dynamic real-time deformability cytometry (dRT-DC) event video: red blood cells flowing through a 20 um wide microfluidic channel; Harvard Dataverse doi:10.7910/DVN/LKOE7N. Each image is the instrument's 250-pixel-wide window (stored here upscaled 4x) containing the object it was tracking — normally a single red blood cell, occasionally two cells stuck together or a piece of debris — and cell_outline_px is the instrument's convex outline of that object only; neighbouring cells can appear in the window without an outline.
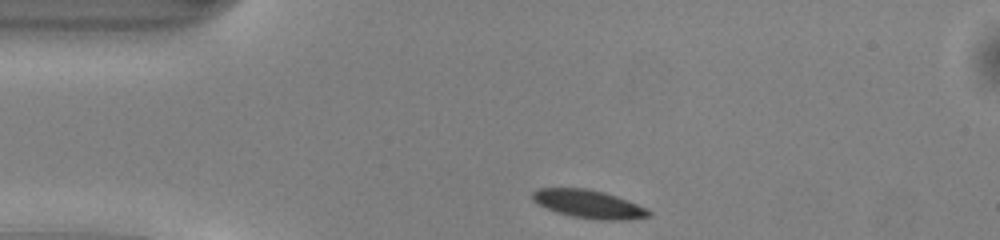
{"species": "common noctule bat (a hibernating species)", "species_latin": "Nyctalus noctula", "temperature_condition": "warm", "stored_images_in_passage": 40, "camera_frame_rate_fps": 3000, "um_per_image_px": 0.085, "animal": {"sex": "male", "body_mass_g": 13.0, "forearm_length_mm": 53.1}, "frame": {"image": 1, "passage_image": 1, "time_ms": 0.0, "image_size_px": [1000, 240], "cell_outline_px": [[652, 216], [628, 220], [600, 220], [572, 216], [556, 212], [544, 208], [532, 200], [532, 192], [536, 188], [588, 188], [604, 192], [616, 196], [648, 208], [652, 212]], "centroid_in_image_um": [50.04, 17.35], "position_along_channel_um": 35.0, "area_um2": 19.36}}
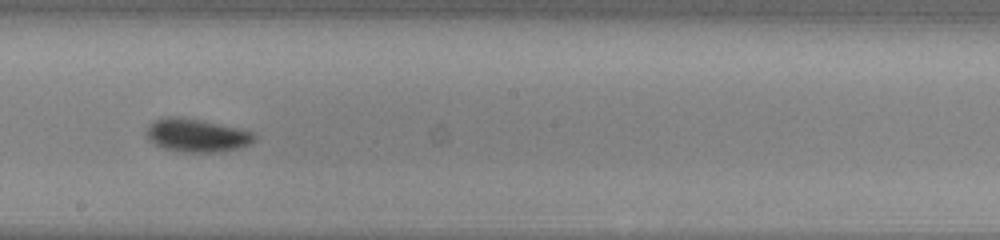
{"frame": {"image": 2, "passage_image": 18, "time_ms": 5.667, "image_size_px": [1000, 240], "cell_outline_px": [[256, 140], [240, 148], [224, 152], [180, 152], [164, 148], [148, 140], [144, 136], [144, 132], [148, 124], [156, 120], [168, 116], [176, 116], [200, 120], [240, 128], [256, 132]], "centroid_in_image_um": [16.72, 11.51], "position_along_channel_um": 231.5, "area_um2": 21.27}}
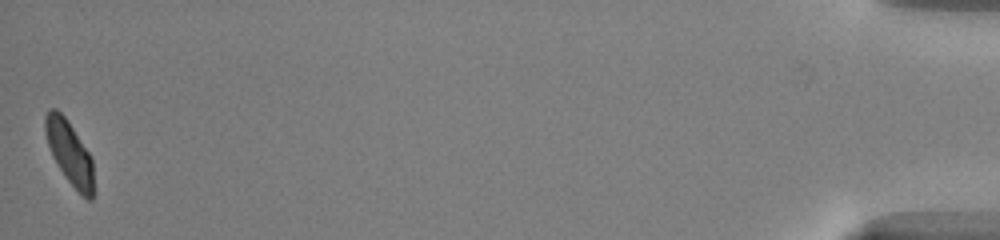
{"frame": {"image": 3, "passage_image": 40, "time_ms": 13.0, "image_size_px": [1000, 240], "cell_outline_px": [[92, 200], [88, 200], [68, 180], [52, 156], [44, 132], [44, 116], [52, 108], [56, 108], [68, 120], [92, 156]], "centroid_in_image_um": [5.88, 12.91], "position_along_channel_um": 429.3, "area_um2": 17.57}, "authors_computed_cell_mechanics": {"area_um2": 19.3919, "velocity_mm_per_s": 4.1061, "shape_relaxation_time_tau1_ms": 2.1776, "shape_relaxation_time_tau2_ms": null, "deformation_change_tau1": 0.1192, "deformation_change_tau2": null}}